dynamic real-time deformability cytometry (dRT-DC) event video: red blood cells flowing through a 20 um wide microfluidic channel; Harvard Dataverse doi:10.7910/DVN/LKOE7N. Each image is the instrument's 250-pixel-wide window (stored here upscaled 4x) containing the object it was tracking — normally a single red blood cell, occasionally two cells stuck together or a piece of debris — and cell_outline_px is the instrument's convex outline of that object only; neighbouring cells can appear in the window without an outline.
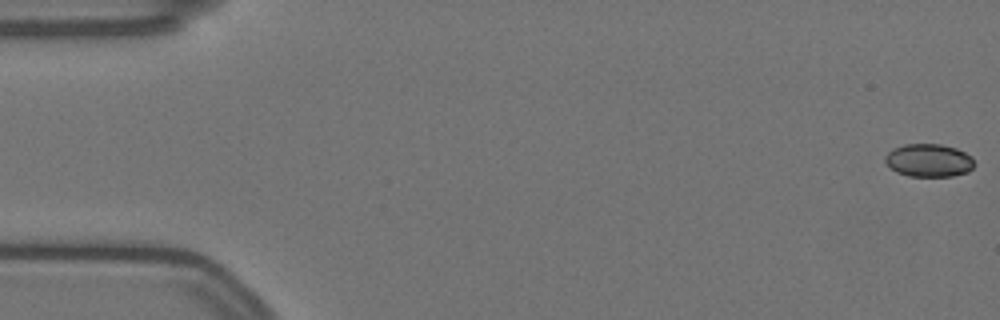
{"species": "Egyptian fruit bat (a non-hibernating species)", "species_latin": "Rousettus aegyptiacus", "temperature_condition": "warm", "stored_images_in_passage": 58, "camera_frame_rate_fps": 3000, "um_per_image_px": 0.085, "animal": {"sex": "female"}, "frame": {"image": 1, "passage_image": 1, "time_ms": 0.0, "image_size_px": [1000, 320], "cell_outline_px": [[972, 168], [968, 172], [952, 176], [908, 176], [896, 172], [884, 160], [884, 156], [892, 148], [904, 144], [940, 144], [956, 148], [972, 156]], "centroid_in_image_um": [78.92, 13.62], "position_along_channel_um": 6.1, "area_um2": 17.11}}
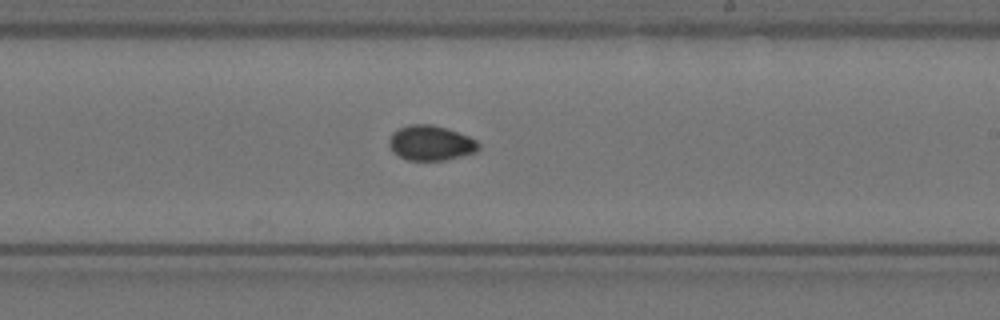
{"frame": {"image": 2, "passage_image": 34, "time_ms": 11.0, "image_size_px": [1000, 320], "cell_outline_px": [[480, 148], [476, 152], [444, 160], [408, 160], [392, 152], [388, 144], [388, 140], [392, 132], [408, 124], [432, 124], [468, 136], [476, 140], [480, 144]], "centroid_in_image_um": [36.59, 12.15], "position_along_channel_um": 252.4, "area_um2": 18.21}}
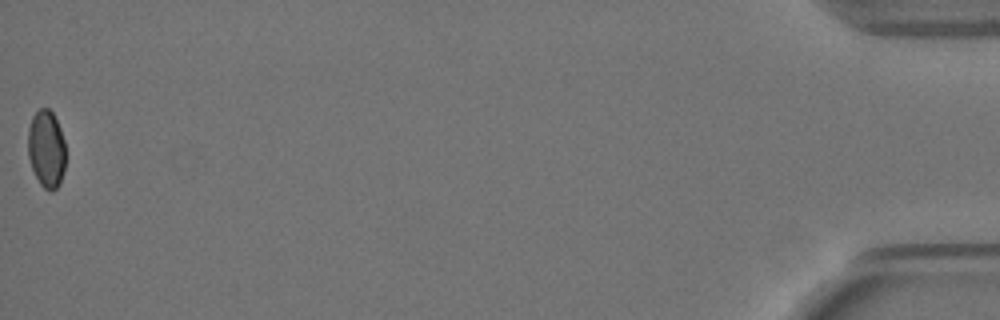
{"frame": {"image": 3, "passage_image": 58, "time_ms": 19.0, "image_size_px": [1000, 320], "cell_outline_px": [[64, 172], [60, 184], [52, 192], [48, 192], [40, 184], [32, 168], [28, 156], [28, 128], [32, 116], [40, 108], [48, 108], [52, 112], [60, 128], [64, 140]], "centroid_in_image_um": [3.93, 12.68], "position_along_channel_um": 431.3, "area_um2": 17.05}}